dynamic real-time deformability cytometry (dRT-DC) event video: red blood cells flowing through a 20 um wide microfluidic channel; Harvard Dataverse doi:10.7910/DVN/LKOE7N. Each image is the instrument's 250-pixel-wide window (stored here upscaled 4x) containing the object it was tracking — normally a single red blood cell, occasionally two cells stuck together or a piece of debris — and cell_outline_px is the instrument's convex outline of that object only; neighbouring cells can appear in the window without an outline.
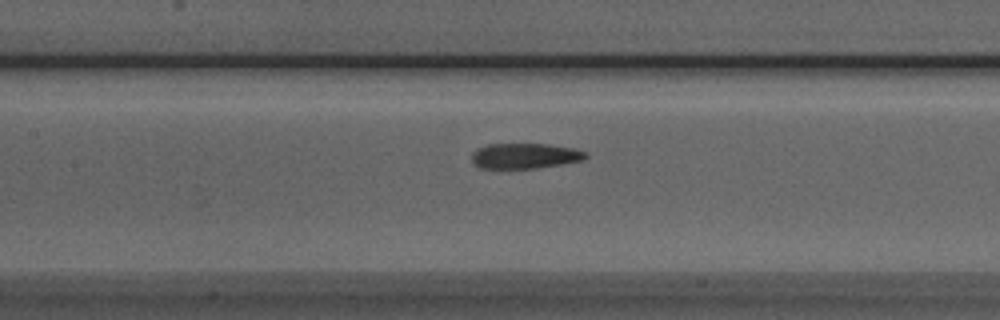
{"species": "Egyptian fruit bat (a non-hibernating species)", "species_latin": "Rousettus aegyptiacus", "temperature_condition": "room temperature", "stored_images_in_passage": 42, "camera_frame_rate_fps": 3000, "um_per_image_px": 0.085, "animal": {"sex": "male"}, "frame": {"image": 1, "passage_image": 23, "time_ms": 7.333, "image_size_px": [1000, 320], "cell_outline_px": [[588, 156], [584, 160], [536, 168], [480, 168], [472, 164], [472, 152], [476, 148], [488, 144], [548, 144], [572, 148], [584, 152]], "centroid_in_image_um": [44.56, 13.25], "position_along_channel_um": 162.8, "area_um2": 16.82}}
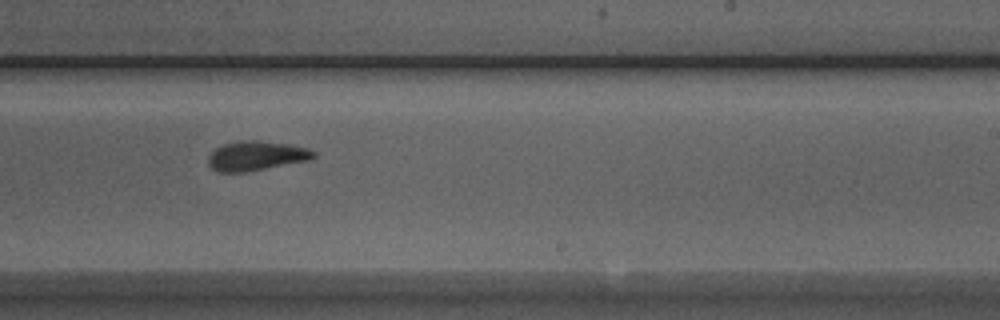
{"frame": {"image": 2, "passage_image": 31, "time_ms": 10.0, "image_size_px": [1000, 320], "cell_outline_px": [[316, 156], [312, 160], [244, 172], [216, 172], [208, 164], [208, 156], [216, 148], [224, 144], [236, 140], [256, 140], [288, 144], [308, 148], [316, 152]], "centroid_in_image_um": [21.79, 13.24], "position_along_channel_um": 267.2, "area_um2": 18.26}}
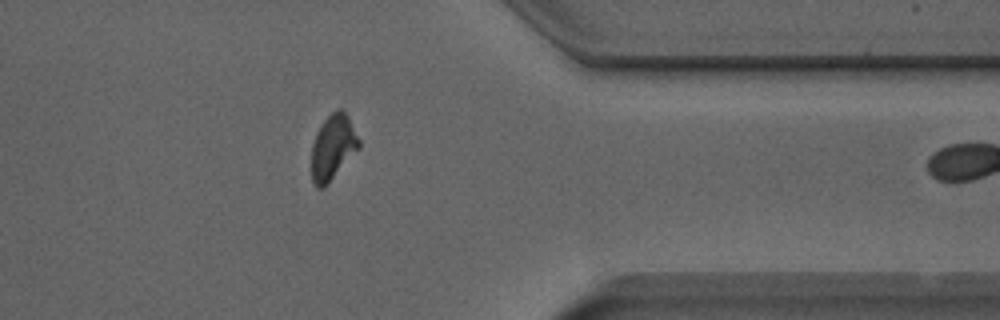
{"frame": {"image": 3, "passage_image": 41, "time_ms": 13.333, "image_size_px": [1000, 320], "cell_outline_px": [[360, 148], [324, 188], [316, 188], [312, 180], [312, 144], [316, 132], [324, 120], [336, 108], [344, 108], [360, 140]], "centroid_in_image_um": [28.31, 12.5], "position_along_channel_um": 383.1, "area_um2": 18.15}}